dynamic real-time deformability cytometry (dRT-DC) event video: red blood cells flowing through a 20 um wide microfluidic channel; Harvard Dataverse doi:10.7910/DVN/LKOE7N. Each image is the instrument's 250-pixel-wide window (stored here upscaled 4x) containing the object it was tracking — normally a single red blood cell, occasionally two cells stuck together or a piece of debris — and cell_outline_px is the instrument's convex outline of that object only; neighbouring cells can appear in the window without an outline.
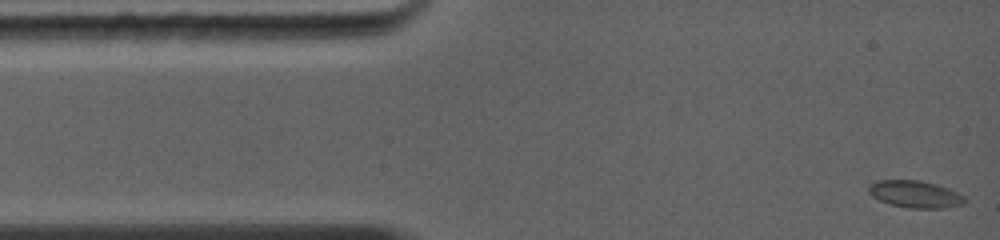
{"species": "common noctule bat (a hibernating species)", "species_latin": "Nyctalus noctula", "temperature_condition": "warm", "stored_images_in_passage": 68, "camera_frame_rate_fps": 5000, "um_per_image_px": 0.085, "animal": {"sex": "female", "body_mass_g": 19.0, "forearm_length_mm": 56.7}, "frame": {"image": 1, "passage_image": 1, "time_ms": 0.0, "image_size_px": [1000, 240], "cell_outline_px": [[964, 204], [944, 208], [908, 208], [892, 204], [880, 200], [872, 196], [868, 192], [868, 188], [876, 180], [920, 180], [936, 184], [948, 188], [964, 196]], "centroid_in_image_um": [77.79, 16.5], "position_along_channel_um": 7.2, "area_um2": 15.03}}
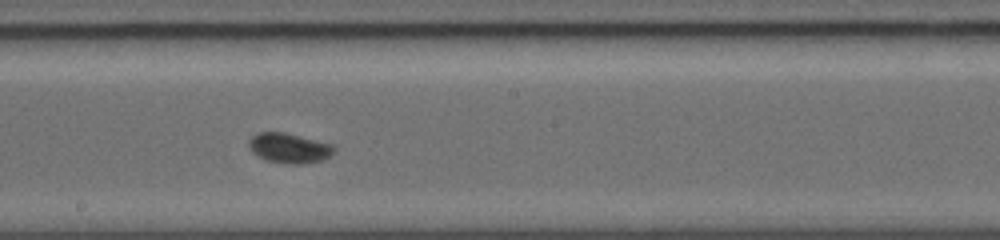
{"frame": {"image": 2, "passage_image": 38, "time_ms": 6.6, "image_size_px": [1000, 240], "cell_outline_px": [[336, 148], [324, 160], [300, 164], [288, 164], [264, 160], [252, 152], [248, 144], [248, 140], [252, 136], [260, 132], [284, 132], [332, 144]], "centroid_in_image_um": [24.55, 12.59], "position_along_channel_um": 223.6, "area_um2": 14.85}}
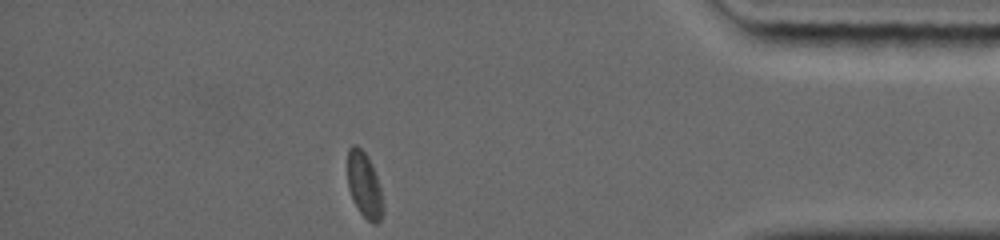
{"frame": {"image": 3, "passage_image": 68, "time_ms": 11.6, "image_size_px": [1000, 240], "cell_outline_px": [[384, 212], [380, 220], [376, 224], [372, 224], [360, 212], [352, 200], [348, 188], [348, 148], [352, 144], [356, 144], [368, 156], [372, 164], [380, 188], [384, 204]], "centroid_in_image_um": [30.97, 15.74], "position_along_channel_um": 404.2, "area_um2": 13.7}}